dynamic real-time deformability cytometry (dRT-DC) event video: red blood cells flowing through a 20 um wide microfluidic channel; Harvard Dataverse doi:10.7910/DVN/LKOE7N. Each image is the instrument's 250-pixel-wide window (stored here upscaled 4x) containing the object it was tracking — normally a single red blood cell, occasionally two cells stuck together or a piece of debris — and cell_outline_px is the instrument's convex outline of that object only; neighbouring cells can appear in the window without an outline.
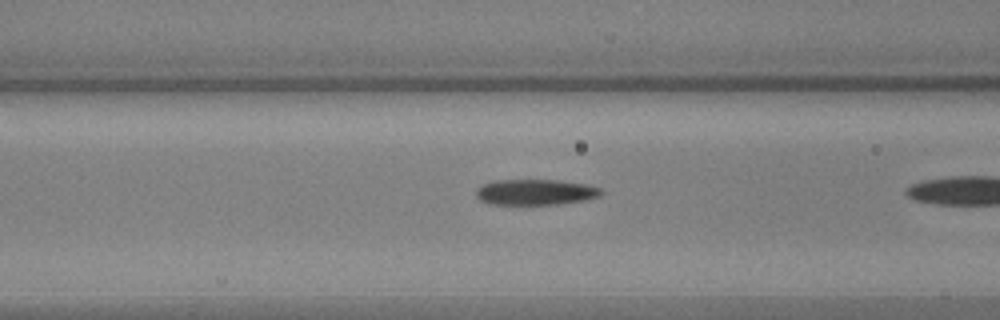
{"species": "common noctule bat (a hibernating species)", "species_latin": "Nyctalus noctula", "temperature_condition": "warm", "stored_images_in_passage": 32, "camera_frame_rate_fps": 3000, "um_per_image_px": 0.085, "animal": {"sex": "male", "body_mass_g": 17.9, "forearm_length_mm": 54.2}, "frame": {"image": 1, "passage_image": 17, "time_ms": 5.333, "image_size_px": [1000, 320], "cell_outline_px": [[604, 192], [600, 196], [584, 200], [560, 204], [488, 204], [480, 200], [476, 196], [476, 188], [484, 184], [496, 180], [556, 180], [584, 184], [600, 188]], "centroid_in_image_um": [45.5, 16.33], "position_along_channel_um": 121.1, "area_um2": 18.67}}
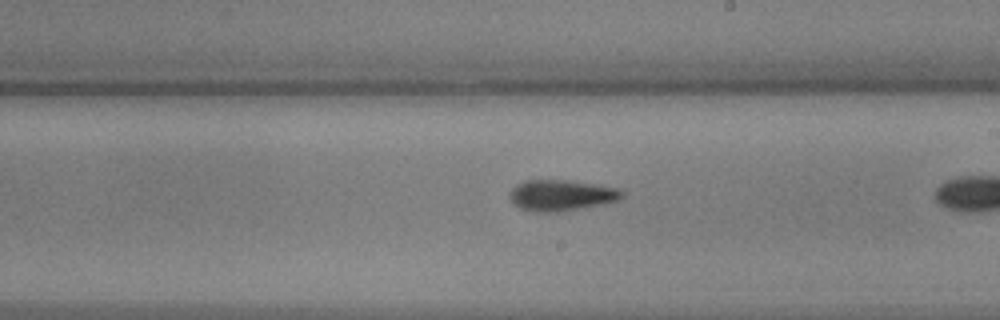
{"frame": {"image": 2, "passage_image": 27, "time_ms": 8.667, "image_size_px": [1000, 320], "cell_outline_px": [[624, 196], [616, 200], [604, 204], [560, 212], [532, 212], [520, 208], [512, 204], [508, 196], [508, 192], [516, 184], [524, 180], [568, 180], [616, 188], [624, 192]], "centroid_in_image_um": [47.63, 16.61], "position_along_channel_um": 241.4, "area_um2": 20.46}}
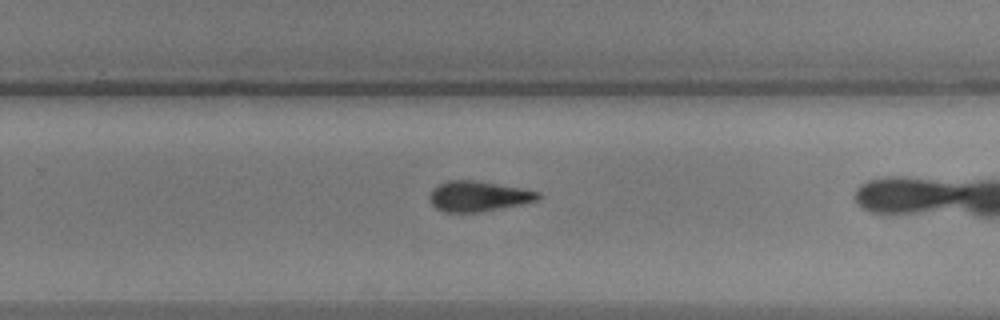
{"frame": {"image": 3, "passage_image": 31, "time_ms": 10.0, "image_size_px": [1000, 320], "cell_outline_px": [[540, 196], [536, 200], [520, 204], [480, 212], [444, 212], [436, 208], [428, 200], [428, 196], [432, 188], [448, 180], [472, 180], [520, 188], [540, 192]], "centroid_in_image_um": [40.58, 16.68], "position_along_channel_um": 289.2, "area_um2": 18.96}}